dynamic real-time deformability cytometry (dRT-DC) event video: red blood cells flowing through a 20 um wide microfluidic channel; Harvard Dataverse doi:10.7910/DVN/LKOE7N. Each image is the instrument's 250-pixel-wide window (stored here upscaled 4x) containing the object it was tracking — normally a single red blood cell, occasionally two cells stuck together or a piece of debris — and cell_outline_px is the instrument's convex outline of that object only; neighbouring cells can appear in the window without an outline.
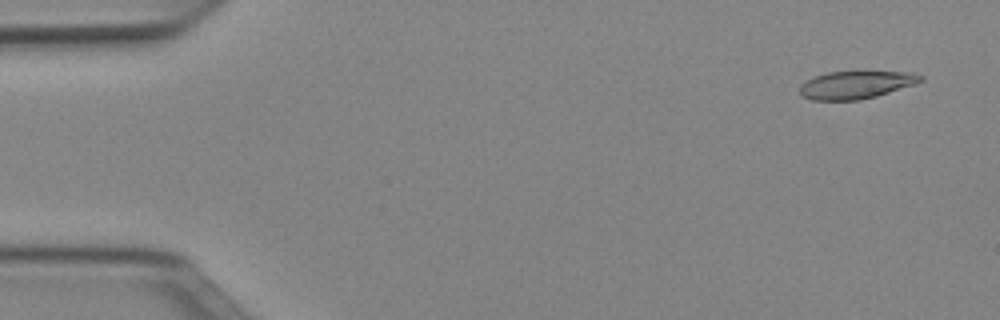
{"species": "Egyptian fruit bat (a non-hibernating species)", "species_latin": "Rousettus aegyptiacus", "temperature_condition": "cold", "stored_images_in_passage": 51, "camera_frame_rate_fps": 3000, "um_per_image_px": 0.085, "animal": {"sex": "female"}, "frame": {"image": 1, "passage_image": 3, "time_ms": 0.667, "image_size_px": [1000, 320], "cell_outline_px": [[924, 80], [916, 84], [876, 96], [860, 100], [812, 100], [800, 96], [800, 84], [816, 76], [828, 72], [856, 68], [916, 72], [924, 76]], "centroid_in_image_um": [72.84, 7.14], "position_along_channel_um": 12.2, "area_um2": 20.81}}
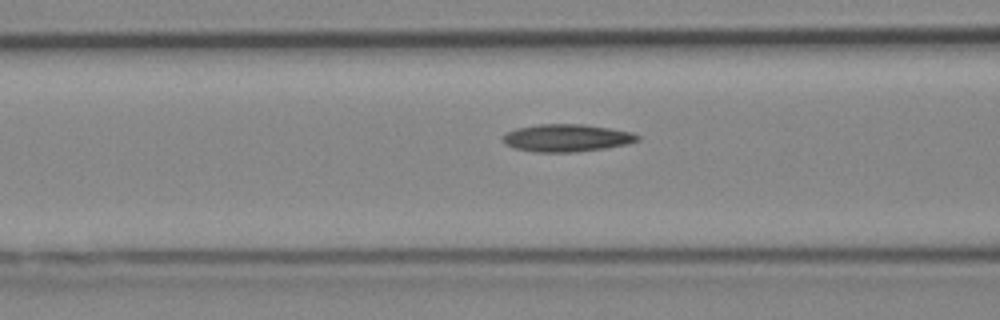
{"frame": {"image": 2, "passage_image": 20, "time_ms": 6.333, "image_size_px": [1000, 320], "cell_outline_px": [[640, 140], [628, 144], [604, 148], [576, 152], [536, 152], [512, 148], [504, 144], [500, 140], [504, 132], [516, 128], [540, 124], [584, 124], [632, 132], [640, 136]], "centroid_in_image_um": [48.11, 11.72], "position_along_channel_um": 118.5, "area_um2": 21.85}}
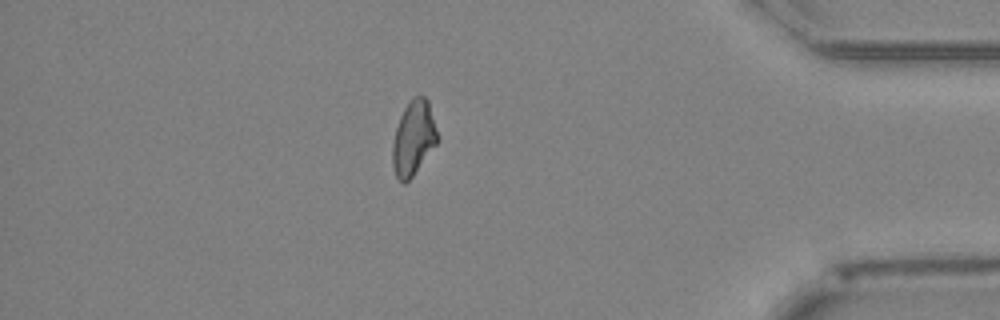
{"frame": {"image": 3, "passage_image": 44, "time_ms": 14.333, "image_size_px": [1000, 320], "cell_outline_px": [[440, 140], [412, 176], [404, 184], [396, 176], [392, 164], [392, 144], [396, 128], [400, 116], [404, 108], [412, 96], [424, 96], [428, 100]], "centroid_in_image_um": [35.15, 11.72], "position_along_channel_um": 400.0, "area_um2": 19.54}, "authors_computed_cell_mechanics": {"area_um2": 20.519, "velocity_mm_per_s": 3.9784, "shape_relaxation_time_tau1_ms": null, "shape_relaxation_time_tau2_ms": 8.3245, "deformation_change_tau1": null, "deformation_change_tau2": 0.1849}}